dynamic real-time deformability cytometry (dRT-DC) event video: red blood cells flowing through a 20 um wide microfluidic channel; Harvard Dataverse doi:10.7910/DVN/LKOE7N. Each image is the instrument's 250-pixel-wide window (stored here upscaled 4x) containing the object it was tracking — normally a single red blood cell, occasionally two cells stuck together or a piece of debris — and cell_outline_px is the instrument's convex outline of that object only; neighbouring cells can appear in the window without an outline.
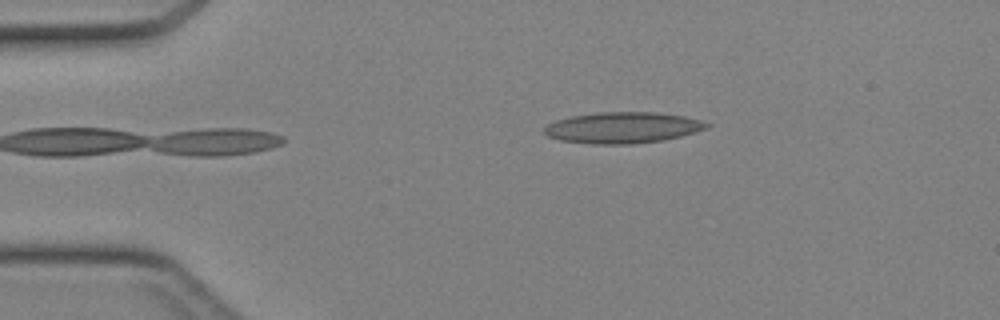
{"species": "Egyptian fruit bat (a non-hibernating species)", "species_latin": "Rousettus aegyptiacus", "temperature_condition": "cold", "stored_images_in_passage": 19, "camera_frame_rate_fps": 3000, "um_per_image_px": 0.085, "animal": {"sex": "female"}, "frame": {"image": 1, "passage_image": 1, "time_ms": 0.0, "image_size_px": [1000, 320], "cell_outline_px": [[712, 124], [708, 128], [696, 132], [680, 136], [660, 140], [632, 144], [596, 144], [560, 140], [548, 136], [544, 132], [544, 128], [548, 124], [556, 120], [568, 116], [600, 112], [652, 112], [684, 116], [700, 120]], "centroid_in_image_um": [52.93, 10.84], "position_along_channel_um": 32.1, "area_um2": 29.36}}
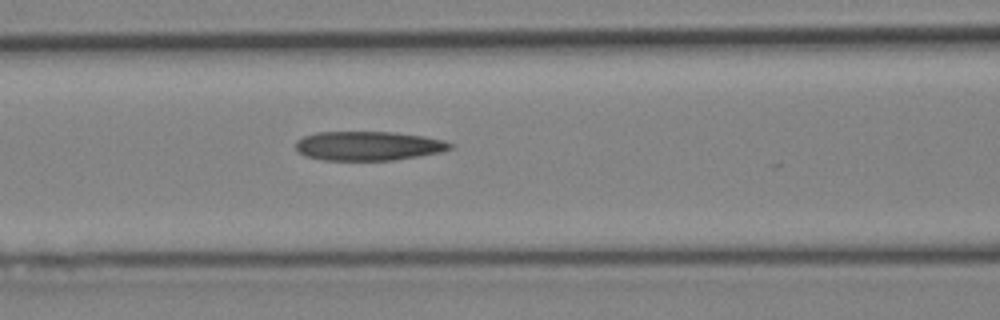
{"frame": {"image": 2, "passage_image": 11, "time_ms": 3.333, "image_size_px": [1000, 320], "cell_outline_px": [[452, 148], [440, 152], [396, 160], [324, 160], [304, 156], [296, 152], [296, 140], [304, 136], [316, 132], [392, 132], [424, 136], [444, 140], [452, 144]], "centroid_in_image_um": [31.27, 12.4], "position_along_channel_um": 135.3, "area_um2": 26.36}}
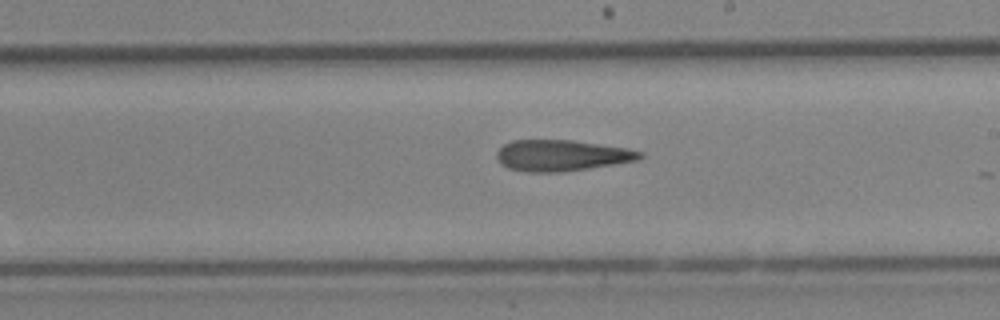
{"frame": {"image": 3, "passage_image": 18, "time_ms": 5.667, "image_size_px": [1000, 320], "cell_outline_px": [[644, 156], [640, 160], [588, 168], [560, 172], [528, 172], [508, 168], [500, 164], [496, 156], [496, 152], [504, 144], [512, 140], [572, 140], [628, 148], [644, 152]], "centroid_in_image_um": [47.75, 13.21], "position_along_channel_um": 241.2, "area_um2": 26.07}}